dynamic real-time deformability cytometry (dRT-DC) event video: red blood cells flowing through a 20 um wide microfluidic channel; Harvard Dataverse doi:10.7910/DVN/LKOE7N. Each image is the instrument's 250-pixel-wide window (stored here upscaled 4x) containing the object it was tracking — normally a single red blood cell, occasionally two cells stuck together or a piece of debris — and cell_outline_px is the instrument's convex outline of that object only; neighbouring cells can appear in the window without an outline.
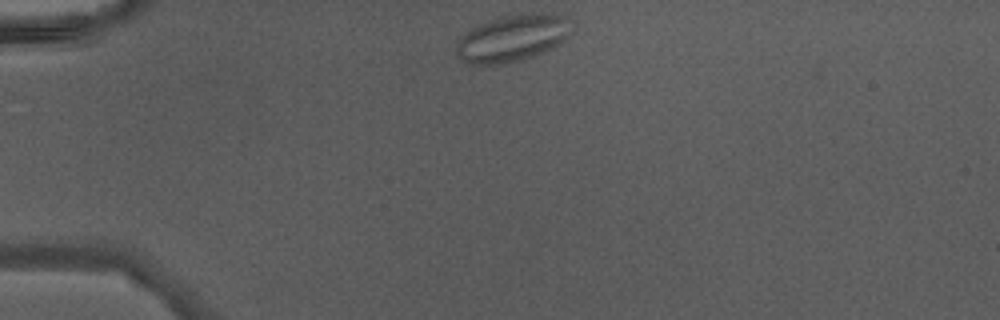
{"species": "Egyptian fruit bat (a non-hibernating species)", "species_latin": "Rousettus aegyptiacus", "temperature_condition": "warm", "stored_images_in_passage": 36, "camera_frame_rate_fps": 3000, "um_per_image_px": 0.085, "animal": {"sex": "male"}, "frame": {"image": 1, "passage_image": 1, "time_ms": 0.0, "image_size_px": [1000, 320], "cell_outline_px": [[576, 24], [572, 32], [564, 40], [552, 48], [544, 52], [524, 60], [504, 64], [464, 64], [460, 60], [456, 52], [456, 44], [472, 28], [480, 24], [504, 16], [520, 12], [568, 12]], "centroid_in_image_um": [43.72, 3.2], "position_along_channel_um": 41.3, "area_um2": 32.6}}